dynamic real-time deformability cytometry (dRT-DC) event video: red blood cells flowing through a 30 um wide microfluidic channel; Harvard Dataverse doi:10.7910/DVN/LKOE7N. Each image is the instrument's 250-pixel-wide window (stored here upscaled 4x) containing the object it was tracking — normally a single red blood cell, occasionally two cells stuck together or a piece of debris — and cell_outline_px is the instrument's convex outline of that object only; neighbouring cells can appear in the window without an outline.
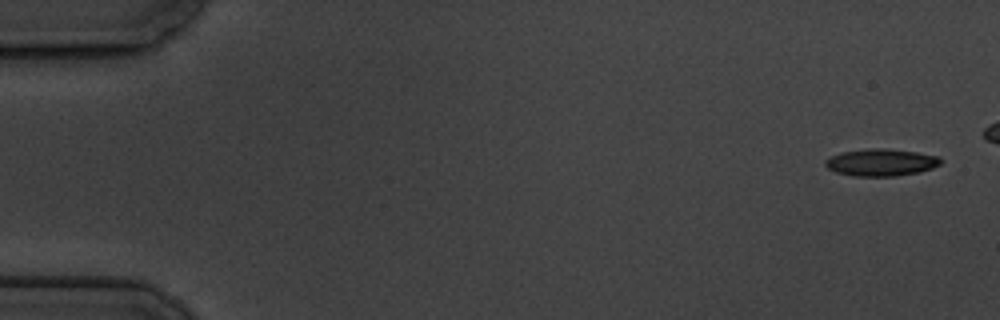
{"species": "common noctule bat (a hibernating species)", "species_latin": "Nyctalus noctula", "temperature_condition": "cold", "stored_images_in_passage": 6, "camera_frame_rate_fps": 3000, "um_per_image_px": 0.085, "animal": {"sex": "male", "body_mass_g": 19.5, "forearm_length_mm": 54.6}, "frame": {"image": 1, "passage_image": 1, "time_ms": 0.0, "image_size_px": [1000, 320], "cell_outline_px": [[944, 160], [940, 164], [932, 168], [920, 172], [896, 176], [852, 176], [836, 172], [828, 168], [824, 164], [824, 160], [840, 152], [868, 148], [884, 148], [916, 152], [940, 156]], "centroid_in_image_um": [74.9, 13.8], "position_along_channel_um": 10.1, "area_um2": 18.44}}
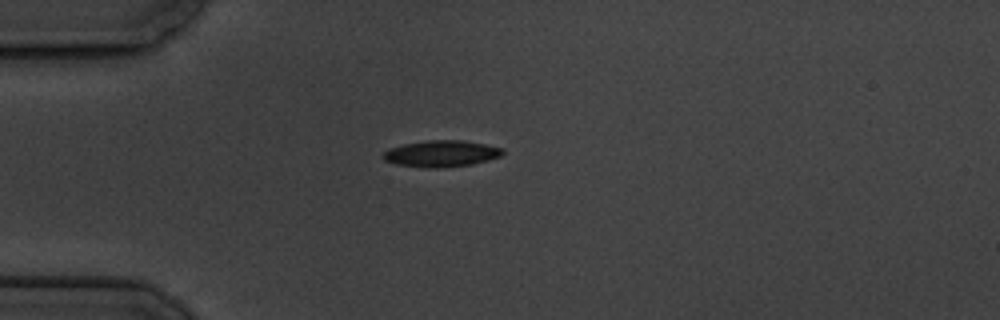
{"frame": {"image": 2, "passage_image": 6, "time_ms": 7.0, "image_size_px": [1000, 320], "cell_outline_px": [[504, 152], [500, 156], [472, 164], [440, 168], [428, 168], [396, 164], [384, 160], [380, 156], [388, 148], [404, 144], [428, 140], [464, 140], [504, 148]], "centroid_in_image_um": [37.48, 13.05], "position_along_channel_um": 47.5, "area_um2": 18.44}}